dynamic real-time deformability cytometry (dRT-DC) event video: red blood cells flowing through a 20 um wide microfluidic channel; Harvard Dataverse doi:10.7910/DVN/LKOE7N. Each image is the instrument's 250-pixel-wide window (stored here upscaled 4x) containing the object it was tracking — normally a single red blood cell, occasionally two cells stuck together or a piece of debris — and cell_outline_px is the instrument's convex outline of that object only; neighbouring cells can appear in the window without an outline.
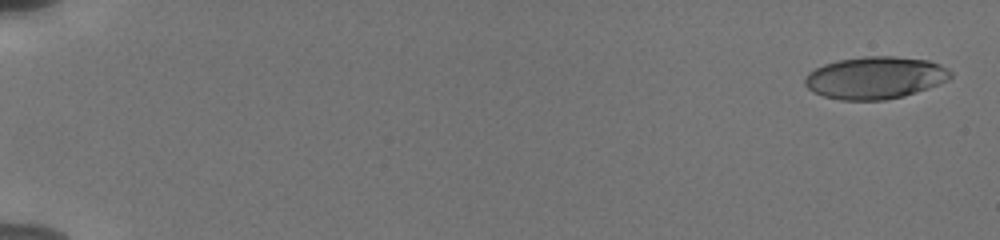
{"species": "human", "species_latin": "Homo sapiens", "temperature_condition": "cold", "stored_images_in_passage": 34, "camera_frame_rate_fps": 3000, "um_per_image_px": 0.085, "donor": {"sex": "male"}, "frame": {"image": 1, "passage_image": 1, "time_ms": 0.0, "image_size_px": [1000, 240], "cell_outline_px": [[952, 76], [948, 80], [940, 84], [904, 96], [884, 100], [840, 100], [824, 96], [812, 92], [804, 84], [804, 76], [808, 72], [824, 64], [840, 60], [864, 56], [892, 56], [928, 60], [940, 64], [948, 68], [952, 72]], "centroid_in_image_um": [74.39, 6.61], "position_along_channel_um": 10.6, "area_um2": 36.07}}
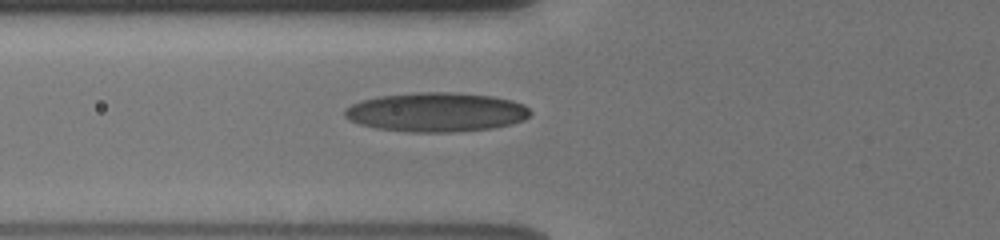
{"frame": {"image": 2, "passage_image": 10, "time_ms": 7.0, "image_size_px": [1000, 240], "cell_outline_px": [[532, 112], [524, 120], [512, 124], [492, 128], [448, 132], [412, 132], [376, 128], [360, 124], [348, 120], [344, 116], [344, 108], [360, 100], [380, 96], [416, 92], [452, 92], [492, 96], [512, 100], [524, 104]], "centroid_in_image_um": [37.07, 9.53], "position_along_channel_um": 88.7, "area_um2": 42.54}}
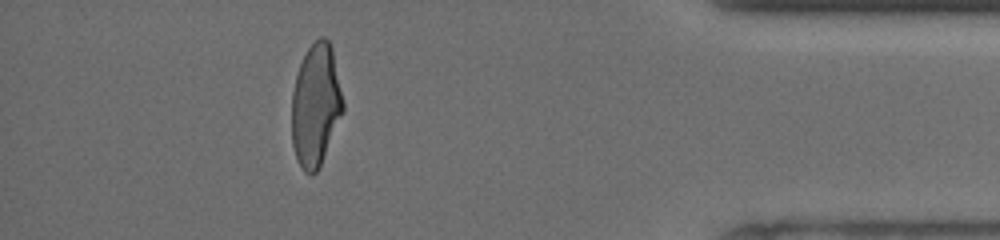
{"frame": {"image": 3, "passage_image": 30, "time_ms": 16.333, "image_size_px": [1000, 240], "cell_outline_px": [[344, 112], [320, 164], [316, 172], [312, 176], [304, 172], [296, 156], [292, 144], [292, 92], [296, 76], [300, 64], [308, 48], [320, 36], [324, 36], [328, 40], [332, 48], [344, 104]], "centroid_in_image_um": [26.84, 8.94], "position_along_channel_um": 408.4, "area_um2": 36.36}, "authors_computed_cell_mechanics": {"area_um2": 37.9168, "velocity_mm_per_s": 3.8129, "shape_relaxation_time_tau1_ms": 5.6537, "shape_relaxation_time_tau2_ms": 1.4477, "deformation_change_tau1": 0.2051, "deformation_change_tau2": 0.0885}}